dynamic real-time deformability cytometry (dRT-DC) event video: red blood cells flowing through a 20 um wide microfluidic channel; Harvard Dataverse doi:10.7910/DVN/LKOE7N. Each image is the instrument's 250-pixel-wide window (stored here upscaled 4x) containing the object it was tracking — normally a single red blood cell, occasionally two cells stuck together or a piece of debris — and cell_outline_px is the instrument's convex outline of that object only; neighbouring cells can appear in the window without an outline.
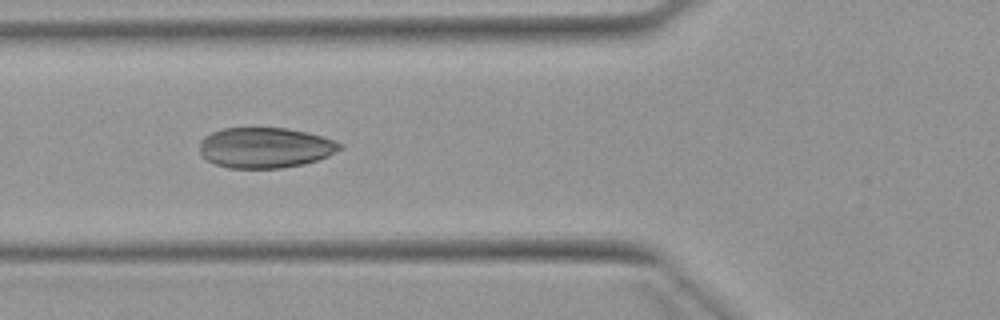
{"species": "Egyptian fruit bat (a non-hibernating species)", "species_latin": "Rousettus aegyptiacus", "temperature_condition": "warm", "stored_images_in_passage": 4, "camera_frame_rate_fps": 3000, "um_per_image_px": 0.085, "animal": {"sex": "female"}, "frame": {"image": 1, "passage_image": 3, "time_ms": 2.333, "image_size_px": [1000, 320], "cell_outline_px": [[344, 148], [328, 156], [304, 164], [280, 168], [228, 168], [216, 164], [200, 156], [200, 140], [204, 136], [212, 132], [224, 128], [288, 128], [308, 132], [344, 144]], "centroid_in_image_um": [22.54, 12.55], "position_along_channel_um": 103.3, "area_um2": 33.23}}
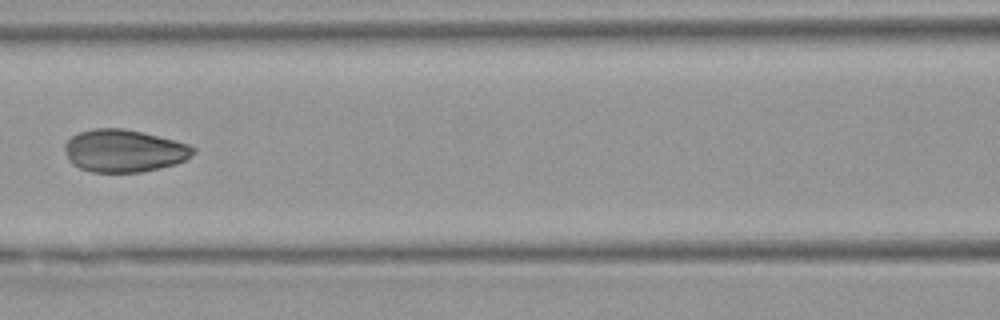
{"frame": {"image": 2, "passage_image": 4, "time_ms": 3.667, "image_size_px": [1000, 320], "cell_outline_px": [[196, 152], [184, 160], [176, 164], [160, 168], [140, 172], [92, 172], [80, 168], [72, 164], [68, 160], [64, 148], [64, 144], [72, 136], [80, 132], [92, 128], [124, 128], [188, 144], [196, 148]], "centroid_in_image_um": [10.52, 12.82], "position_along_channel_um": 156.1, "area_um2": 31.73}}